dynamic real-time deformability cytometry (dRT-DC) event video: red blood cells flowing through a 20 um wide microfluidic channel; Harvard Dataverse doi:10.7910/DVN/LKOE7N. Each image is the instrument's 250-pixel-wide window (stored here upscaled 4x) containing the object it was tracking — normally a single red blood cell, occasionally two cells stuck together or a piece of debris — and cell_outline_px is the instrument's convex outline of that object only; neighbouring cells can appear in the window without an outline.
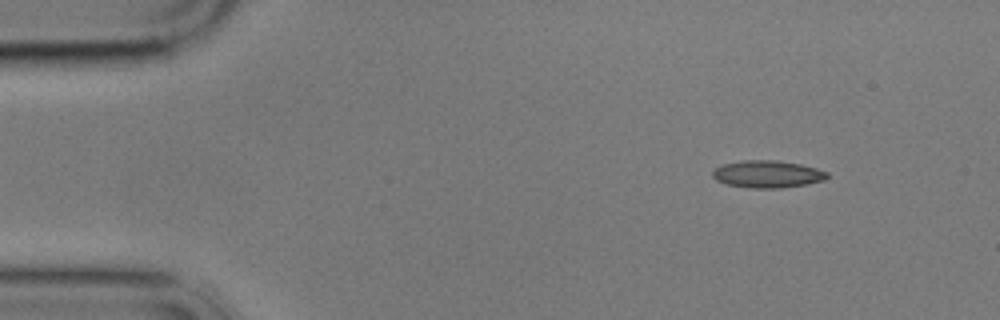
{"species": "common noctule bat (a hibernating species)", "species_latin": "Nyctalus noctula", "temperature_condition": "cold", "stored_images_in_passage": 8, "camera_frame_rate_fps": 3000, "um_per_image_px": 0.085, "animal": {"sex": "male", "body_mass_g": 17.9}, "frame": {"image": 1, "passage_image": 1, "time_ms": 0.0, "image_size_px": [1000, 320], "cell_outline_px": [[828, 176], [824, 180], [804, 184], [780, 188], [752, 188], [728, 184], [716, 180], [712, 176], [712, 172], [720, 164], [744, 160], [776, 160], [800, 164], [816, 168], [828, 172]], "centroid_in_image_um": [65.21, 14.79], "position_along_channel_um": 19.8, "area_um2": 18.09}}
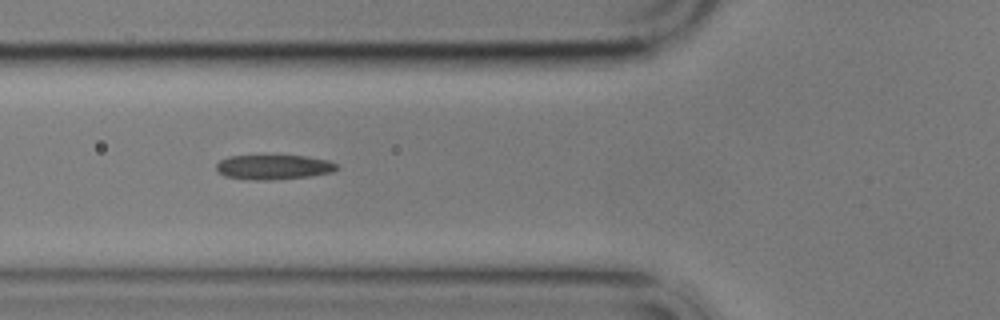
{"frame": {"image": 2, "passage_image": 5, "time_ms": 4.667, "image_size_px": [1000, 320], "cell_outline_px": [[336, 168], [332, 172], [308, 176], [268, 180], [252, 180], [224, 176], [216, 168], [216, 164], [220, 160], [228, 156], [308, 156], [328, 160], [336, 164]], "centroid_in_image_um": [23.22, 14.2], "position_along_channel_um": 102.6, "area_um2": 17.11}}
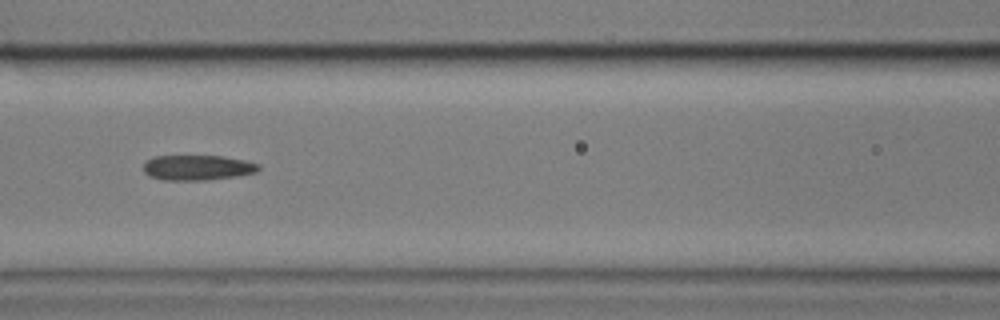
{"frame": {"image": 3, "passage_image": 6, "time_ms": 6.0, "image_size_px": [1000, 320], "cell_outline_px": [[260, 168], [256, 172], [236, 176], [204, 180], [160, 180], [148, 176], [144, 172], [144, 164], [148, 160], [156, 156], [224, 156], [244, 160], [260, 164]], "centroid_in_image_um": [16.78, 14.25], "position_along_channel_um": 149.8, "area_um2": 16.88}}